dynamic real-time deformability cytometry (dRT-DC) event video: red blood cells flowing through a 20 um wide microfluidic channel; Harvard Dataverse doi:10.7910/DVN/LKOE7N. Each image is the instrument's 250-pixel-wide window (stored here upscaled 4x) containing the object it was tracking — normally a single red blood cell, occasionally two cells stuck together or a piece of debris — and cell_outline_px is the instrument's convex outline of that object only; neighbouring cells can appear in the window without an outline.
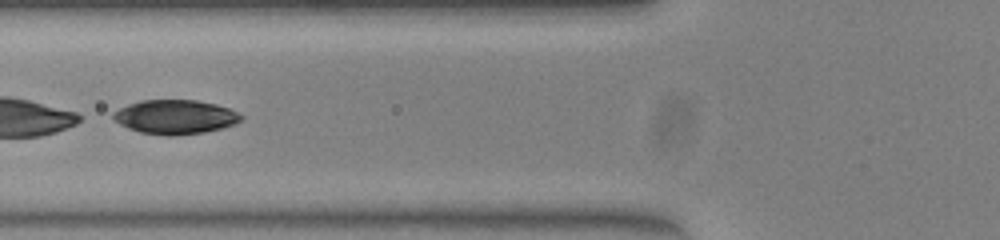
{"species": "common noctule bat (a hibernating species)", "species_latin": "Nyctalus noctula", "temperature_condition": "warm", "stored_images_in_passage": 49, "camera_frame_rate_fps": 3000, "um_per_image_px": 0.085, "animal": {"sex": "female", "body_mass_g": 23.0, "forearm_length_mm": 53.4}, "frame": {"image": 1, "passage_image": 19, "time_ms": 6.0, "image_size_px": [1000, 240], "cell_outline_px": [[244, 116], [236, 124], [204, 132], [172, 136], [168, 136], [140, 132], [128, 128], [120, 124], [112, 116], [112, 112], [128, 104], [140, 100], [196, 100], [216, 104], [228, 108]], "centroid_in_image_um": [14.88, 9.93], "position_along_channel_um": 110.9, "area_um2": 25.37}}
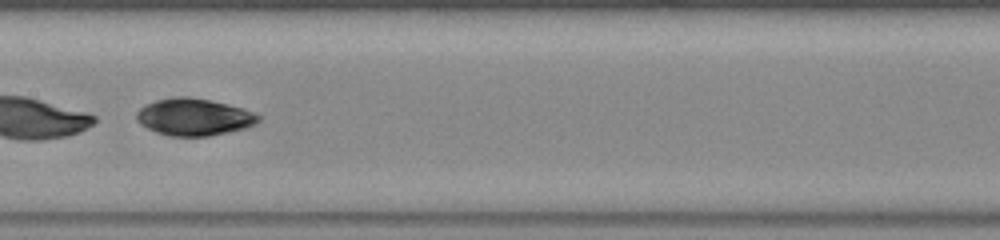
{"frame": {"image": 2, "passage_image": 25, "time_ms": 8.0, "image_size_px": [1000, 240], "cell_outline_px": [[260, 120], [256, 124], [244, 128], [208, 136], [168, 136], [156, 132], [140, 124], [136, 116], [136, 112], [140, 108], [156, 100], [176, 96], [188, 96], [208, 100], [240, 108], [252, 112], [260, 116]], "centroid_in_image_um": [16.46, 9.95], "position_along_channel_um": 190.9, "area_um2": 25.95}}
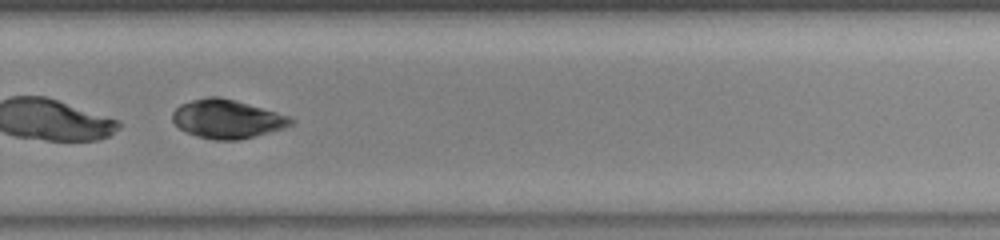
{"frame": {"image": 3, "passage_image": 34, "time_ms": 11.0, "image_size_px": [1000, 240], "cell_outline_px": [[296, 120], [292, 124], [284, 128], [256, 136], [236, 140], [216, 140], [196, 136], [180, 128], [172, 120], [172, 112], [180, 104], [192, 100], [208, 96], [220, 96], [236, 100], [276, 112], [288, 116]], "centroid_in_image_um": [19.3, 10.1], "position_along_channel_um": 310.5, "area_um2": 26.65}, "authors_computed_cell_mechanics": {"area_um2": 26.7614, "velocity_mm_per_s": 3.9976, "shape_relaxation_time_tau1_ms": 3.1794, "shape_relaxation_time_tau2_ms": 3.0303, "deformation_change_tau1": 0.0715, "deformation_change_tau2": 0.0431}}